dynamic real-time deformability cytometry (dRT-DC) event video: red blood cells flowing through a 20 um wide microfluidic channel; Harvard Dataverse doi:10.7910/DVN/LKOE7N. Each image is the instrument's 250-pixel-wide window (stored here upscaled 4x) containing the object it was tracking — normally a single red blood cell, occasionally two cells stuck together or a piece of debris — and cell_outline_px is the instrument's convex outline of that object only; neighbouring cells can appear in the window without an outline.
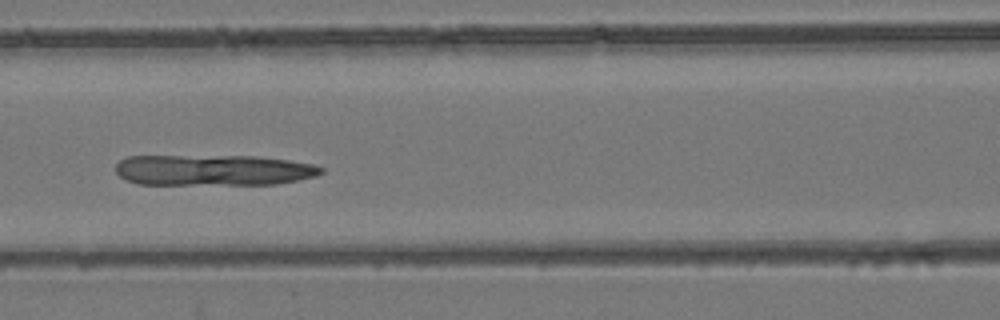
{"species": "common noctule bat (a hibernating species)", "species_latin": "Nyctalus noctula", "temperature_condition": "room temperature", "stored_images_in_passage": 7, "camera_frame_rate_fps": 3000, "um_per_image_px": 0.085, "animal": {"sex": "female", "body_mass_g": 24.6, "forearm_length_mm": 56.2}, "frame": {"image": 1, "passage_image": 7, "time_ms": 2.0, "image_size_px": [1000, 320], "cell_outline_px": [[324, 172], [316, 176], [300, 180], [276, 184], [136, 184], [120, 176], [116, 172], [116, 164], [120, 160], [128, 156], [256, 156], [288, 160], [316, 164], [324, 168]], "centroid_in_image_um": [18.18, 14.46], "position_along_channel_um": 148.4, "area_um2": 37.17}}